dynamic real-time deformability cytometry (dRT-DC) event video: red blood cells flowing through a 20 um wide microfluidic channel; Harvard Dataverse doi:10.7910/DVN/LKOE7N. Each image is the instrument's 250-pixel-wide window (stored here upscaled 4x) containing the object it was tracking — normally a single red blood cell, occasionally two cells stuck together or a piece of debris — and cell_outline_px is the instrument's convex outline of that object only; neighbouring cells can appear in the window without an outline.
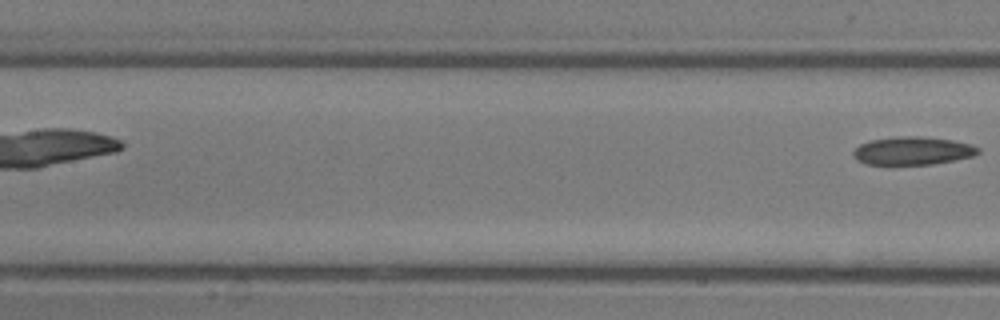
{"species": "common noctule bat (a hibernating species)", "species_latin": "Nyctalus noctula", "temperature_condition": "room temperature", "stored_images_in_passage": 5, "camera_frame_rate_fps": 3000, "um_per_image_px": 0.085, "animal": {"sex": "male", "body_mass_g": 13.3}, "frame": {"image": 1, "passage_image": 5, "time_ms": 1.333, "image_size_px": [1000, 320], "cell_outline_px": [[980, 152], [972, 156], [932, 164], [864, 164], [856, 160], [852, 156], [852, 152], [860, 144], [872, 140], [896, 136], [920, 136], [952, 140], [972, 144], [980, 148]], "centroid_in_image_um": [77.55, 12.81], "position_along_channel_um": 129.8, "area_um2": 20.4}}